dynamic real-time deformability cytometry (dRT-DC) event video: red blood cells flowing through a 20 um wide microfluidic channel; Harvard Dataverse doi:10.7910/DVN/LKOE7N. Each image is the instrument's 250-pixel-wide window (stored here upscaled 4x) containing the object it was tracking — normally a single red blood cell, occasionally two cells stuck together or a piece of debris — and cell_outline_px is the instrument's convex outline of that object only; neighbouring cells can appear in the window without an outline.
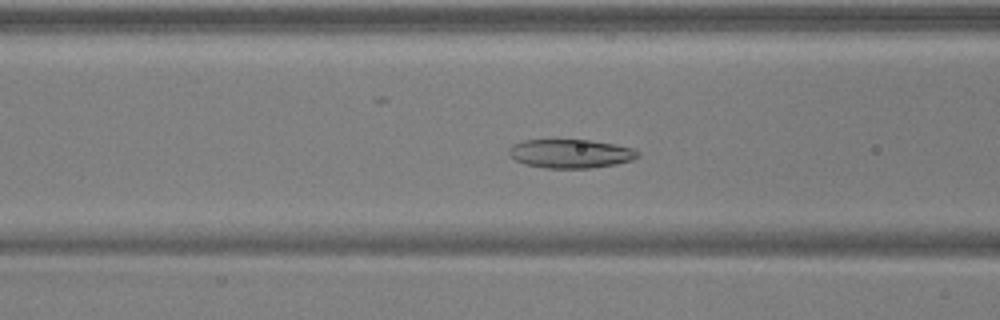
{"species": "common noctule bat (a hibernating species)", "species_latin": "Nyctalus noctula", "temperature_condition": "warm", "stored_images_in_passage": 53, "camera_frame_rate_fps": 3000, "um_per_image_px": 0.085, "animal": {"sex": "male", "body_mass_g": 17.9, "forearm_length_mm": 54.2}, "frame": {"image": 1, "passage_image": 22, "time_ms": 7.0, "image_size_px": [1000, 320], "cell_outline_px": [[640, 156], [632, 160], [616, 164], [592, 168], [544, 168], [524, 164], [516, 160], [508, 152], [508, 148], [512, 144], [524, 140], [588, 140], [616, 144], [632, 148], [640, 152]], "centroid_in_image_um": [48.51, 13.06], "position_along_channel_um": 118.1, "area_um2": 21.73}}
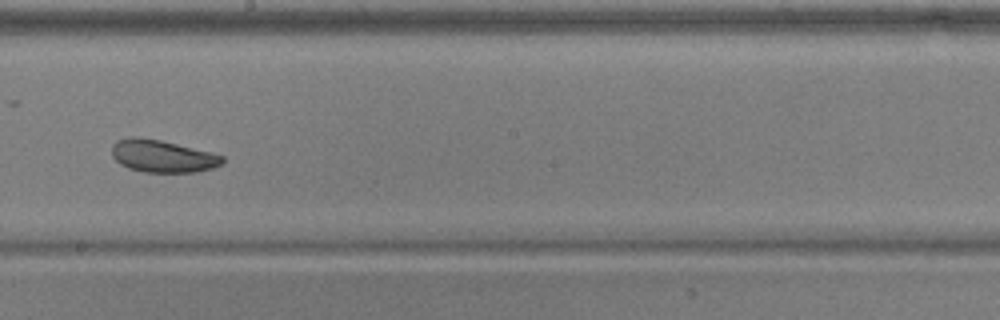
{"frame": {"image": 2, "passage_image": 31, "time_ms": 10.0, "image_size_px": [1000, 320], "cell_outline_px": [[224, 160], [220, 164], [212, 168], [196, 172], [144, 172], [128, 168], [120, 164], [112, 156], [112, 144], [116, 140], [128, 136], [140, 136], [160, 140], [212, 152], [224, 156]], "centroid_in_image_um": [13.77, 13.26], "position_along_channel_um": 234.4, "area_um2": 21.04}}
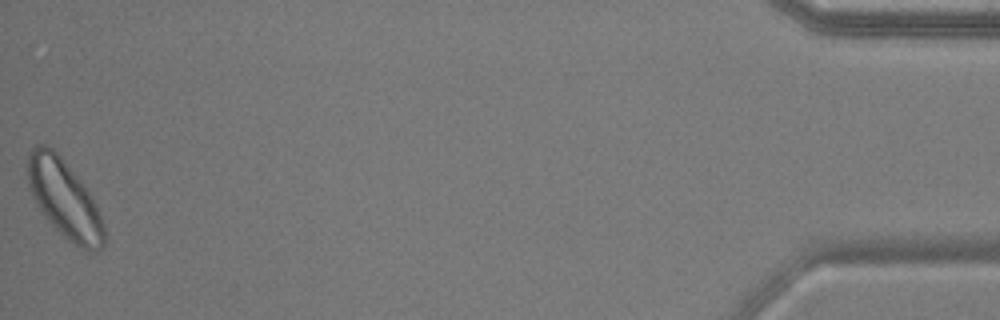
{"frame": {"image": 3, "passage_image": 53, "time_ms": 17.333, "image_size_px": [1000, 320], "cell_outline_px": [[104, 244], [100, 248], [92, 252], [88, 252], [80, 248], [64, 236], [44, 216], [36, 204], [28, 188], [28, 156], [32, 148], [36, 144], [44, 144], [52, 148], [60, 156], [80, 180], [96, 204], [104, 228]], "centroid_in_image_um": [5.45, 16.91], "position_along_channel_um": 429.7, "area_um2": 34.28}, "authors_computed_cell_mechanics": {"area_um2": 24.1026, "velocity_mm_per_s": 3.8837, "shape_relaxation_time_tau1_ms": 4.6416, "shape_relaxation_time_tau2_ms": 7.5998, "deformation_change_tau1": 0.1121, "deformation_change_tau2": 0.1588}}